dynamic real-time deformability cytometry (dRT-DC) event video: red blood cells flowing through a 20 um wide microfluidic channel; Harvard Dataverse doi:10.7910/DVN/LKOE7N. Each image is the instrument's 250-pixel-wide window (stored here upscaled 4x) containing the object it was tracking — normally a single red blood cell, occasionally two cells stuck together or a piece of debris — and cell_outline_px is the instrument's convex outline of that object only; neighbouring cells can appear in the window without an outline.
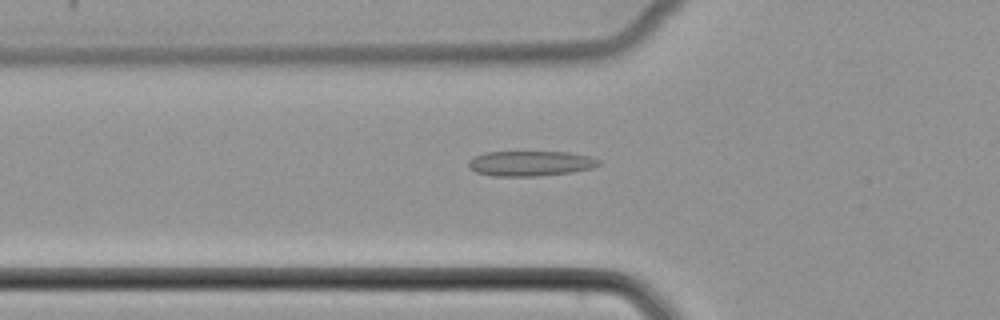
{"species": "common noctule bat (a hibernating species)", "species_latin": "Nyctalus noctula", "temperature_condition": "cold", "stored_images_in_passage": 52, "camera_frame_rate_fps": 3000, "um_per_image_px": 0.085, "animal": {"sex": "female", "body_mass_g": 22.7, "forearm_length_mm": 54.2}, "frame": {"image": 1, "passage_image": 19, "time_ms": 6.0, "image_size_px": [1000, 320], "cell_outline_px": [[600, 164], [592, 168], [572, 172], [536, 176], [492, 176], [476, 172], [468, 168], [468, 160], [472, 156], [484, 152], [568, 152], [592, 156], [600, 160]], "centroid_in_image_um": [45.06, 13.88], "position_along_channel_um": 80.7, "area_um2": 19.31}}
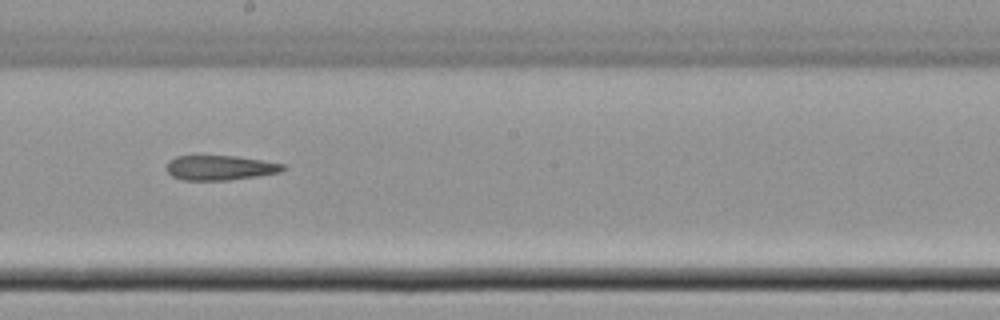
{"frame": {"image": 2, "passage_image": 30, "time_ms": 9.667, "image_size_px": [1000, 320], "cell_outline_px": [[288, 168], [280, 172], [256, 176], [228, 180], [180, 180], [172, 176], [164, 168], [168, 160], [176, 156], [236, 156], [284, 164]], "centroid_in_image_um": [18.66, 14.26], "position_along_channel_um": 229.5, "area_um2": 16.88}}
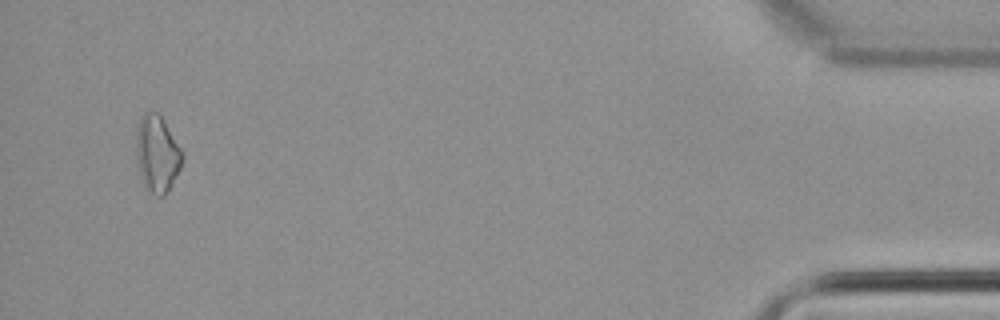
{"frame": {"image": 3, "passage_image": 50, "time_ms": 16.333, "image_size_px": [1000, 320], "cell_outline_px": [[184, 156], [180, 168], [168, 192], [164, 196], [156, 196], [144, 184], [140, 172], [136, 156], [136, 124], [140, 116], [144, 112], [160, 112], [184, 152]], "centroid_in_image_um": [13.37, 13.0], "position_along_channel_um": 421.8, "area_um2": 20.98}}